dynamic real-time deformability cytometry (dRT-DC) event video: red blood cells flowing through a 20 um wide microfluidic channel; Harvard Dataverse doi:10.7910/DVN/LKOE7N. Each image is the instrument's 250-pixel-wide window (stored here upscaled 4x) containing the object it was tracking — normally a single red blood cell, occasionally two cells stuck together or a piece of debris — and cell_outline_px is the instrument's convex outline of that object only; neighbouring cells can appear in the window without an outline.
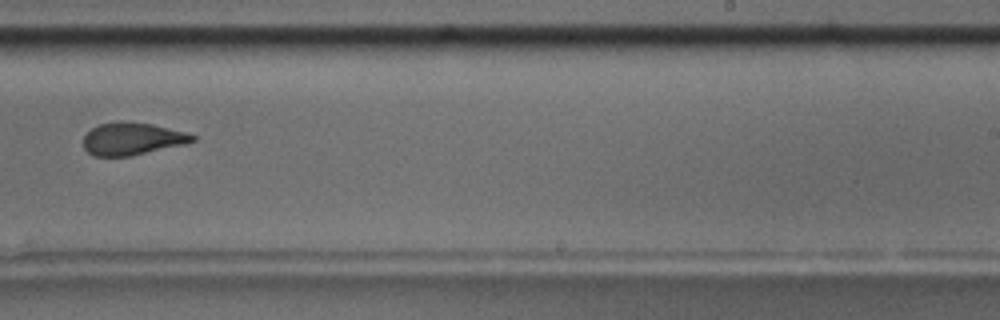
{"species": "common noctule bat (a hibernating species)", "species_latin": "Nyctalus noctula", "temperature_condition": "room temperature", "stored_images_in_passage": 10, "camera_frame_rate_fps": 3000, "um_per_image_px": 0.085, "animal": {"sex": "male", "body_mass_g": 17.5, "forearm_length_mm": 52.3}, "frame": {"image": 1, "passage_image": 10, "time_ms": 10.667, "image_size_px": [1000, 320], "cell_outline_px": [[196, 140], [184, 144], [128, 156], [92, 156], [84, 148], [84, 136], [92, 128], [100, 124], [116, 120], [124, 120], [152, 124], [184, 132], [196, 136]], "centroid_in_image_um": [11.2, 11.78], "position_along_channel_um": 277.8, "area_um2": 20.52}}